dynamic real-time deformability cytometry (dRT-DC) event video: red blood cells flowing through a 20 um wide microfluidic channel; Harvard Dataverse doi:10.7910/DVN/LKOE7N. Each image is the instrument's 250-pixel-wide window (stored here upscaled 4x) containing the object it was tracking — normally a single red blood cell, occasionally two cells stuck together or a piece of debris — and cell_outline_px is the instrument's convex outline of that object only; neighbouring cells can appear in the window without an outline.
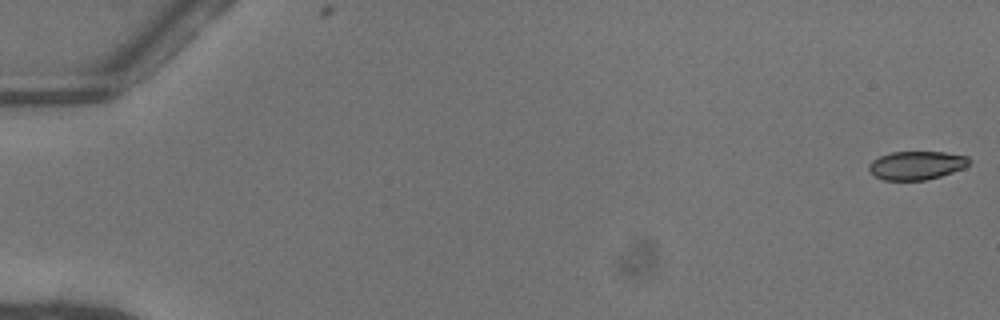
{"species": "common noctule bat (a hibernating species)", "species_latin": "Nyctalus noctula", "temperature_condition": "warm", "stored_images_in_passage": 17, "camera_frame_rate_fps": 3000, "um_per_image_px": 0.085, "animal": {"sex": "female"}, "frame": {"image": 1, "passage_image": 1, "time_ms": 0.0, "image_size_px": [1000, 320], "cell_outline_px": [[972, 160], [964, 168], [940, 176], [924, 180], [884, 180], [872, 176], [868, 168], [868, 164], [872, 160], [880, 156], [892, 152], [944, 152], [968, 156]], "centroid_in_image_um": [77.88, 14.05], "position_along_channel_um": 7.1, "area_um2": 16.76}}
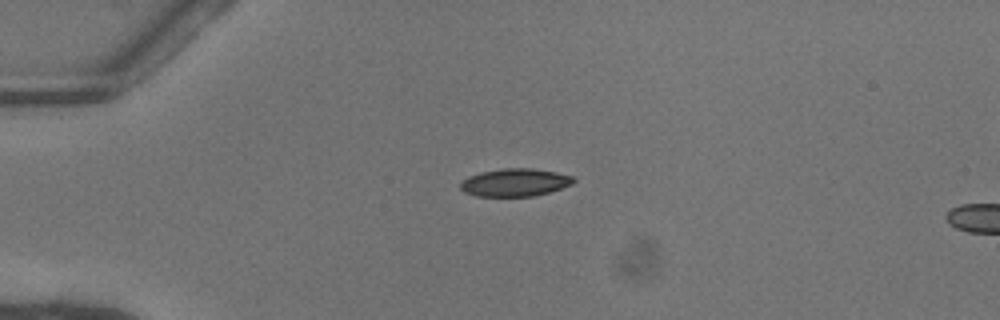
{"frame": {"image": 2, "passage_image": 14, "time_ms": 4.333, "image_size_px": [1000, 320], "cell_outline_px": [[576, 180], [572, 184], [548, 192], [532, 196], [476, 196], [464, 192], [460, 188], [460, 184], [468, 176], [480, 172], [504, 168], [532, 168], [556, 172], [572, 176]], "centroid_in_image_um": [43.76, 15.5], "position_along_channel_um": 41.2, "area_um2": 18.21}}